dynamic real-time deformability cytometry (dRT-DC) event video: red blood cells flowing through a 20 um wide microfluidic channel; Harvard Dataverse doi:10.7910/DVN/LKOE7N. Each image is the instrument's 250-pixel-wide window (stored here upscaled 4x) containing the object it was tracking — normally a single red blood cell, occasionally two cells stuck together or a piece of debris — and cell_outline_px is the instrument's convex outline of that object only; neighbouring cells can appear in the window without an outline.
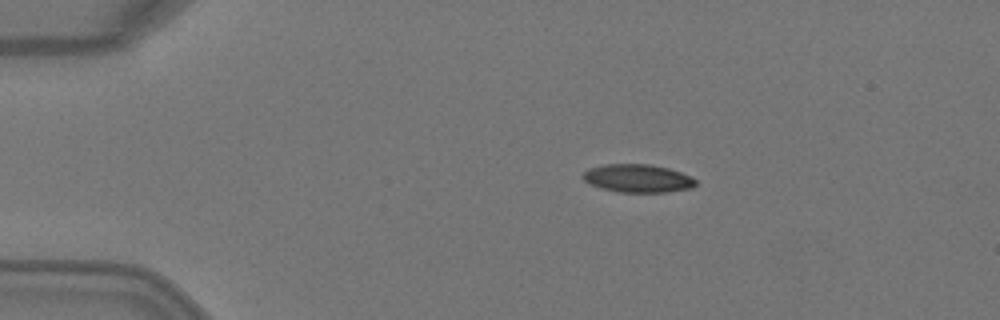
{"species": "Egyptian fruit bat (a non-hibernating species)", "species_latin": "Rousettus aegyptiacus", "temperature_condition": "warm", "stored_images_in_passage": 3, "camera_frame_rate_fps": 3000, "um_per_image_px": 0.085, "animal": {"sex": "female"}, "frame": {"image": 1, "passage_image": 2, "time_ms": 0.333, "image_size_px": [1000, 320], "cell_outline_px": [[696, 184], [692, 188], [668, 192], [616, 192], [600, 188], [588, 184], [580, 176], [588, 168], [604, 164], [648, 164], [668, 168], [692, 176], [696, 180]], "centroid_in_image_um": [54.18, 15.16], "position_along_channel_um": 30.8, "area_um2": 18.73}}